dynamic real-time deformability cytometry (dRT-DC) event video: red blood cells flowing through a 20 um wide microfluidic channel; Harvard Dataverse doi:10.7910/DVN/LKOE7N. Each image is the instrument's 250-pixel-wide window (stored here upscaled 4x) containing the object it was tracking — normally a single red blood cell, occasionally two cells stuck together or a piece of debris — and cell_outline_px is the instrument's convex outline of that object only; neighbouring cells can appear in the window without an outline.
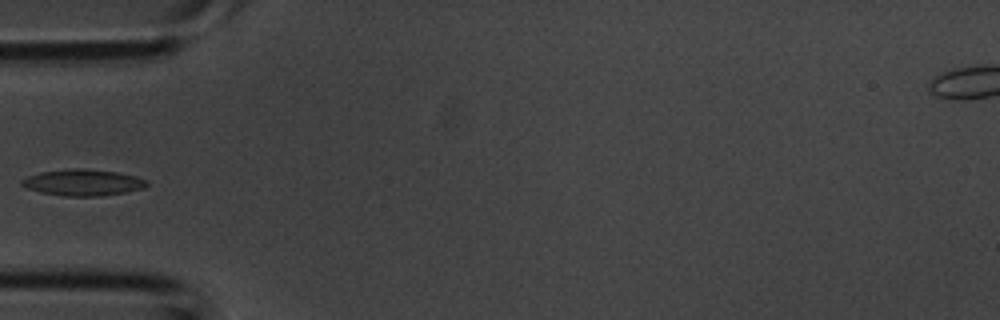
{"species": "common noctule bat (a hibernating species)", "species_latin": "Nyctalus noctula", "temperature_condition": "room temperature", "stored_images_in_passage": 2, "camera_frame_rate_fps": 3000, "um_per_image_px": 0.085, "animal": {"sex": "male", "body_mass_g": 20.1, "forearm_length_mm": 53.5}, "frame": {"image": 1, "passage_image": 2, "time_ms": 0.333, "image_size_px": [1000, 320], "cell_outline_px": [[148, 184], [144, 188], [124, 192], [100, 196], [64, 196], [40, 192], [28, 188], [20, 184], [20, 180], [28, 176], [40, 172], [72, 168], [84, 168], [116, 172], [136, 176], [148, 180]], "centroid_in_image_um": [7.05, 15.51], "position_along_channel_um": 78.0, "area_um2": 19.19}}